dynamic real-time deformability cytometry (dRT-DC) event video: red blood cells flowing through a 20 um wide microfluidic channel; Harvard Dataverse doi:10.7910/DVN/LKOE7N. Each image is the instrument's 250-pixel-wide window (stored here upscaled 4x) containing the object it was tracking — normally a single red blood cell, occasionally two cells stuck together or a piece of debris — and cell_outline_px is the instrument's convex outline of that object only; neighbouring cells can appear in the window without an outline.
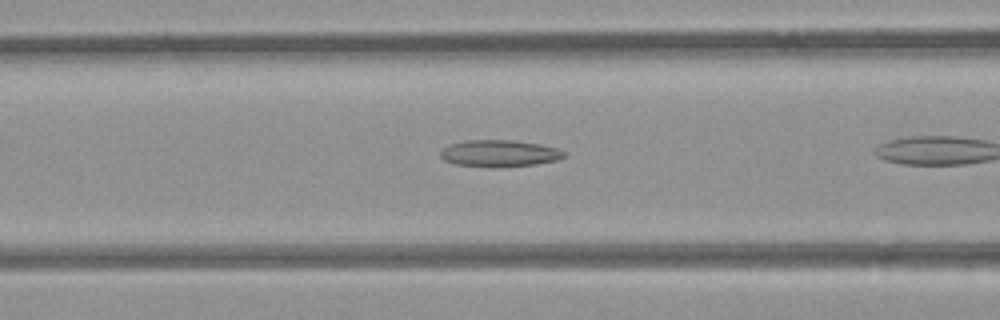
{"species": "common noctule bat (a hibernating species)", "species_latin": "Nyctalus noctula", "temperature_condition": "room temperature", "stored_images_in_passage": 15, "camera_frame_rate_fps": 3000, "um_per_image_px": 0.085, "animal": {"sex": "female", "body_mass_g": 21.9}, "frame": {"image": 1, "passage_image": 13, "time_ms": 4.0, "image_size_px": [1000, 320], "cell_outline_px": [[564, 156], [556, 160], [536, 164], [488, 168], [456, 164], [444, 160], [440, 156], [440, 152], [448, 144], [464, 140], [516, 140], [540, 144], [556, 148], [564, 152]], "centroid_in_image_um": [42.4, 13.03], "position_along_channel_um": 124.2, "area_um2": 19.36}}